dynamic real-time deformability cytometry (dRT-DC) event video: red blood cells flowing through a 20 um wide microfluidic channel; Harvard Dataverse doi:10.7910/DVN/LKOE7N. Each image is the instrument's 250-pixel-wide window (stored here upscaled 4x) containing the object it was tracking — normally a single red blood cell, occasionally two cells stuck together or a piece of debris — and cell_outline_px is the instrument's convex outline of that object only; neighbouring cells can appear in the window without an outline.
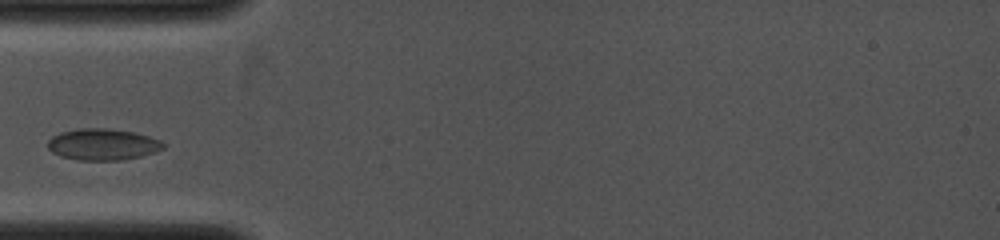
{"species": "common noctule bat (a hibernating species)", "species_latin": "Nyctalus noctula", "temperature_condition": "cold", "stored_images_in_passage": 23, "camera_frame_rate_fps": 4000, "um_per_image_px": 0.085, "animal": {"sex": "female", "body_mass_g": 19.0, "forearm_length_mm": 53.3}, "frame": {"image": 1, "passage_image": 1, "time_ms": 0.0, "image_size_px": [1000, 240], "cell_outline_px": [[168, 144], [164, 148], [140, 156], [120, 160], [76, 160], [60, 156], [52, 152], [48, 148], [48, 140], [52, 136], [60, 132], [80, 128], [108, 128], [132, 132], [148, 136], [160, 140]], "centroid_in_image_um": [8.71, 12.27], "position_along_channel_um": 76.3, "area_um2": 21.15}}
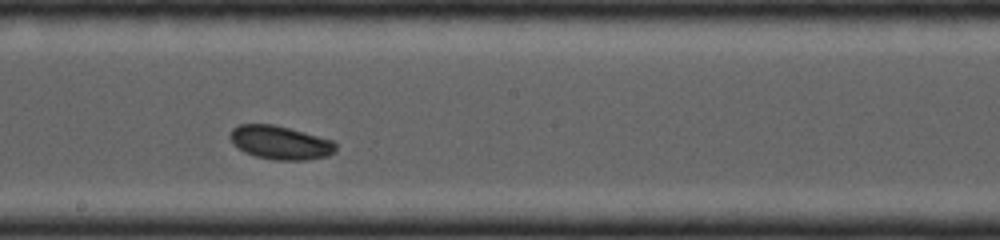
{"frame": {"image": 2, "passage_image": 10, "time_ms": 3.0, "image_size_px": [1000, 240], "cell_outline_px": [[336, 152], [328, 156], [304, 160], [272, 160], [256, 156], [244, 152], [232, 144], [228, 136], [232, 128], [240, 124], [272, 124], [336, 140]], "centroid_in_image_um": [23.83, 12.12], "position_along_channel_um": 224.4, "area_um2": 20.98}}
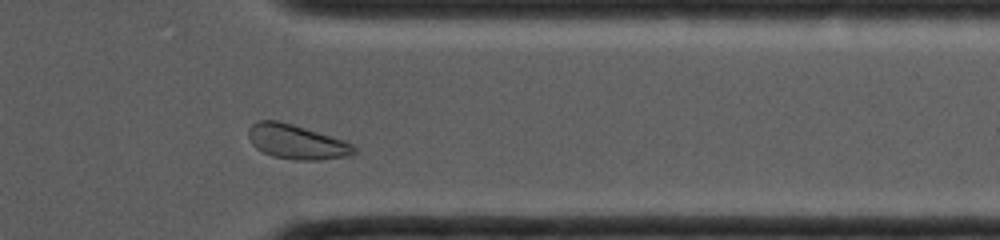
{"frame": {"image": 3, "passage_image": 20, "time_ms": 6.25, "image_size_px": [1000, 240], "cell_outline_px": [[356, 152], [348, 156], [316, 160], [296, 160], [272, 156], [256, 148], [252, 144], [248, 136], [248, 128], [252, 124], [260, 120], [280, 120], [344, 140], [352, 144], [356, 148]], "centroid_in_image_um": [25.19, 12.05], "position_along_channel_um": 386.2, "area_um2": 21.21}}